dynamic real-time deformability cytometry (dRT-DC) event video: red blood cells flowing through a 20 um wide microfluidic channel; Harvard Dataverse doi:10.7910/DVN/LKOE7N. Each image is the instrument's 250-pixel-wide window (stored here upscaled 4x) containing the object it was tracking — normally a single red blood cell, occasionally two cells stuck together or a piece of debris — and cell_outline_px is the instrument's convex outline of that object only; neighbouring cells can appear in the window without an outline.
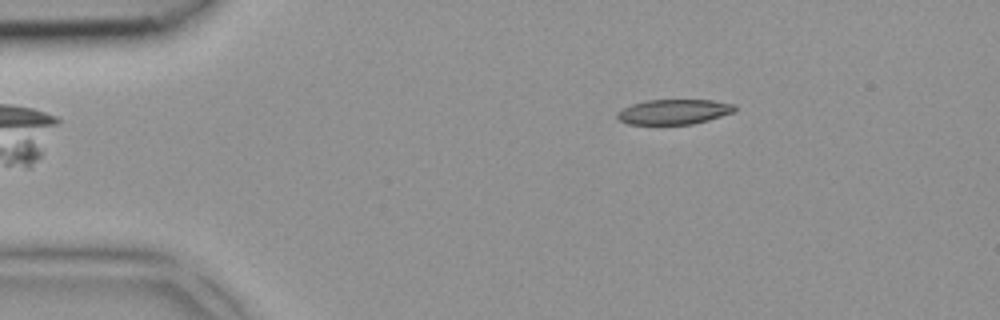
{"species": "common noctule bat (a hibernating species)", "species_latin": "Nyctalus noctula", "temperature_condition": "room temperature", "stored_images_in_passage": 3, "camera_frame_rate_fps": 3000, "um_per_image_px": 0.085, "animal": {"sex": "female", "body_mass_g": 18.4}, "frame": {"image": 1, "passage_image": 3, "time_ms": 0.667, "image_size_px": [1000, 320], "cell_outline_px": [[736, 112], [708, 120], [692, 124], [628, 124], [620, 120], [616, 116], [616, 112], [632, 104], [644, 100], [712, 100], [736, 104]], "centroid_in_image_um": [57.31, 9.5], "position_along_channel_um": 27.7, "area_um2": 17.22}}